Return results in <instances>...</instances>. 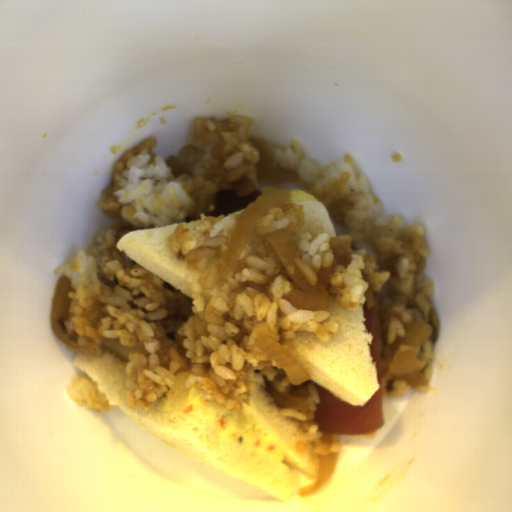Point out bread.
<instances>
[{
  "instance_id": "bread-1",
  "label": "bread",
  "mask_w": 512,
  "mask_h": 512,
  "mask_svg": "<svg viewBox=\"0 0 512 512\" xmlns=\"http://www.w3.org/2000/svg\"><path fill=\"white\" fill-rule=\"evenodd\" d=\"M137 348L120 339L101 338L97 354L76 352L73 365L116 405L157 435L192 455L276 498H302L305 489L318 480L319 453L308 441L301 420L280 415L266 388L261 370L249 371L245 380L255 383L240 411H228L216 401L205 400L199 386L185 388L191 366L180 367L171 389L147 410L131 408L126 391L127 364Z\"/></svg>"
},
{
  "instance_id": "bread-2",
  "label": "bread",
  "mask_w": 512,
  "mask_h": 512,
  "mask_svg": "<svg viewBox=\"0 0 512 512\" xmlns=\"http://www.w3.org/2000/svg\"><path fill=\"white\" fill-rule=\"evenodd\" d=\"M324 310L338 325L329 340L321 341L304 330L293 331L292 338L278 342L306 369L309 380L343 402L363 406L381 386L371 356L373 337L366 326L364 305L347 309L330 292Z\"/></svg>"
},
{
  "instance_id": "bread-3",
  "label": "bread",
  "mask_w": 512,
  "mask_h": 512,
  "mask_svg": "<svg viewBox=\"0 0 512 512\" xmlns=\"http://www.w3.org/2000/svg\"><path fill=\"white\" fill-rule=\"evenodd\" d=\"M209 216L202 213L200 219L178 221L164 226H146L120 237L118 250L164 281V289L178 292L195 301L202 294L200 273L193 271L183 255L171 249L169 236L182 224L194 228Z\"/></svg>"
},
{
  "instance_id": "bread-4",
  "label": "bread",
  "mask_w": 512,
  "mask_h": 512,
  "mask_svg": "<svg viewBox=\"0 0 512 512\" xmlns=\"http://www.w3.org/2000/svg\"><path fill=\"white\" fill-rule=\"evenodd\" d=\"M284 212L283 218L289 219L287 236L295 248L303 232H309L313 222L321 221L320 233L337 237L332 217L324 204L311 193L301 189L289 191V199L277 205Z\"/></svg>"
}]
</instances>
